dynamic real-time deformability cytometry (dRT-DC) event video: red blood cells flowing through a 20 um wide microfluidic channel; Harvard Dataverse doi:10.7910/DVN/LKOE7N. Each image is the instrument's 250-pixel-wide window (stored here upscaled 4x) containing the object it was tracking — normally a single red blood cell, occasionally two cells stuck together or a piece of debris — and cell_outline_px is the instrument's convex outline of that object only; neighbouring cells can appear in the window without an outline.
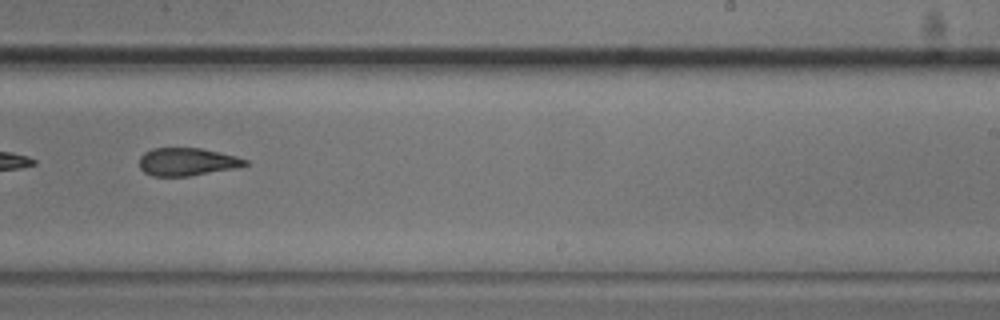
{"species": "common noctule bat (a hibernating species)", "species_latin": "Nyctalus noctula", "temperature_condition": "cold", "stored_images_in_passage": 21, "camera_frame_rate_fps": 3000, "um_per_image_px": 0.085, "animal": {"sex": "male", "body_mass_g": 20.5, "forearm_length_mm": 52.5}, "frame": {"image": 1, "passage_image": 18, "time_ms": 5.667, "image_size_px": [1000, 320], "cell_outline_px": [[248, 164], [236, 168], [188, 176], [152, 176], [144, 172], [140, 168], [140, 156], [144, 152], [152, 148], [200, 148], [220, 152], [236, 156], [248, 160]], "centroid_in_image_um": [15.89, 13.75], "position_along_channel_um": 273.1, "area_um2": 17.17}}